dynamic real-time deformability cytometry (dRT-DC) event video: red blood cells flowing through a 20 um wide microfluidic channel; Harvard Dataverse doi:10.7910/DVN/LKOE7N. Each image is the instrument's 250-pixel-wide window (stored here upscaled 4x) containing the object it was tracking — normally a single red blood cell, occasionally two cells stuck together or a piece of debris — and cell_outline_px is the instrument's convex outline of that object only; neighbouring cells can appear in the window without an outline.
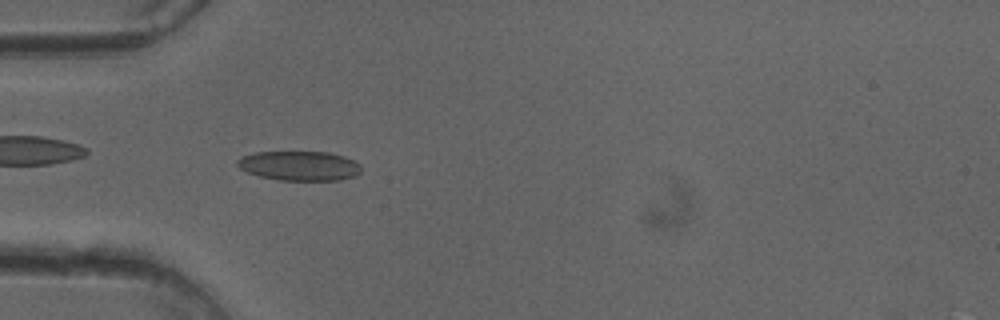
{"species": "common noctule bat (a hibernating species)", "species_latin": "Nyctalus noctula", "temperature_condition": "cold", "stored_images_in_passage": 40, "camera_frame_rate_fps": 3000, "um_per_image_px": 0.085, "animal": {"sex": "female"}, "frame": {"image": 1, "passage_image": 5, "time_ms": 1.333, "image_size_px": [1000, 320], "cell_outline_px": [[360, 172], [356, 176], [340, 180], [280, 180], [260, 176], [248, 172], [240, 168], [236, 164], [236, 160], [240, 156], [256, 152], [328, 152], [344, 156], [360, 164]], "centroid_in_image_um": [25.44, 14.09], "position_along_channel_um": 59.6, "area_um2": 21.33}}
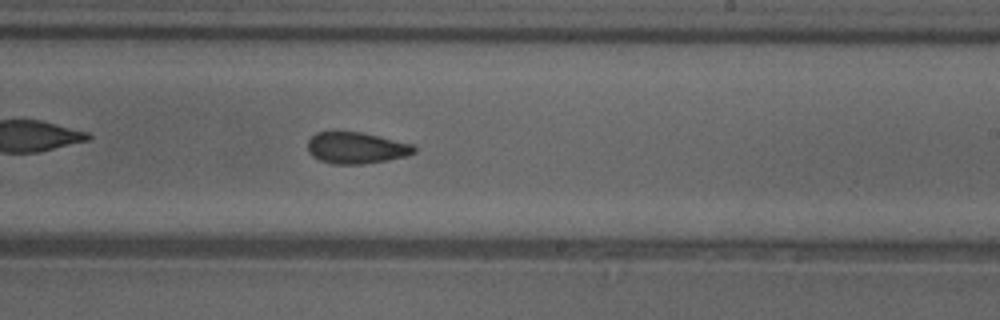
{"frame": {"image": 2, "passage_image": 20, "time_ms": 6.333, "image_size_px": [1000, 320], "cell_outline_px": [[416, 152], [404, 156], [388, 160], [364, 164], [332, 164], [320, 160], [312, 156], [308, 152], [308, 140], [316, 132], [360, 132], [416, 144]], "centroid_in_image_um": [30.3, 12.57], "position_along_channel_um": 258.7, "area_um2": 19.59}}
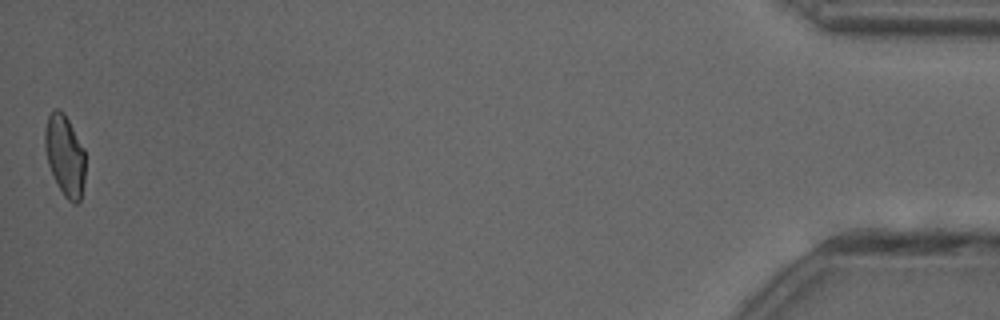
{"frame": {"image": 3, "passage_image": 40, "time_ms": 13.0, "image_size_px": [1000, 320], "cell_outline_px": [[84, 180], [80, 200], [76, 204], [68, 200], [64, 196], [48, 164], [44, 148], [44, 132], [48, 116], [56, 108], [64, 112], [84, 148]], "centroid_in_image_um": [5.5, 13.19], "position_along_channel_um": 429.7, "area_um2": 18.84}, "authors_computed_cell_mechanics": {"area_um2": 19.9699, "velocity_mm_per_s": 4.0368, "shape_relaxation_time_tau1_ms": 7.9674, "shape_relaxation_time_tau2_ms": 2.4294, "deformation_change_tau1": 0.1486, "deformation_change_tau2": 0.0846}}